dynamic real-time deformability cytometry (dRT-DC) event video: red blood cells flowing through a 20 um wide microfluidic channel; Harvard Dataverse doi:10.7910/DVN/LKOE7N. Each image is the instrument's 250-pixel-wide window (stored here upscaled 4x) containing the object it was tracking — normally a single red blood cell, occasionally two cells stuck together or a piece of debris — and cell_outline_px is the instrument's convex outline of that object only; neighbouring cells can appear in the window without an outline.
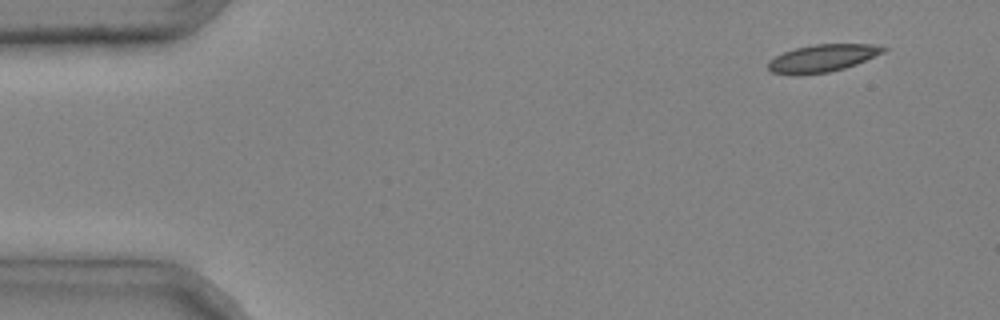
{"species": "common noctule bat (a hibernating species)", "species_latin": "Nyctalus noctula", "temperature_condition": "cold", "stored_images_in_passage": 4, "segment_of_instrument_passage": [2, 2], "camera_frame_rate_fps": 3000, "um_per_image_px": 0.085, "animal": {"sex": "male", "body_mass_g": 20.4}, "frame": {"image": 1, "passage_image": 4, "time_ms": 1.0, "image_size_px": [1000, 320], "cell_outline_px": [[888, 48], [884, 52], [856, 64], [844, 68], [828, 72], [772, 72], [768, 68], [768, 60], [784, 52], [796, 48], [816, 44], [872, 44]], "centroid_in_image_um": [69.97, 4.9], "position_along_channel_um": 15.0, "area_um2": 17.57}}